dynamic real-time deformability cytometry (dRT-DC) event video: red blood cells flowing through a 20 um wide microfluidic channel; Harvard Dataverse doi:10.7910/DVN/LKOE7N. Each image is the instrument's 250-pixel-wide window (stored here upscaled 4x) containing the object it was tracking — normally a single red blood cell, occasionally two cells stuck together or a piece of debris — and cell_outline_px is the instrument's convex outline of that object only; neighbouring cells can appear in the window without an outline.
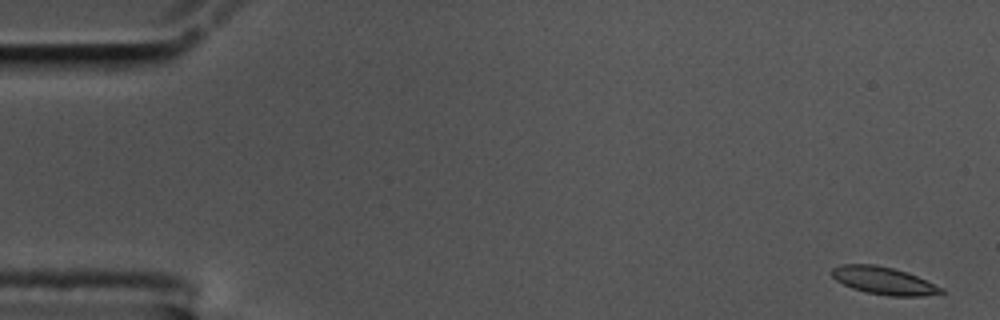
{"species": "common noctule bat (a hibernating species)", "species_latin": "Nyctalus noctula", "temperature_condition": "cold", "stored_images_in_passage": 57, "camera_frame_rate_fps": 3000, "um_per_image_px": 0.085, "animal": {"sex": "male", "body_mass_g": 17.5, "forearm_length_mm": 52.3}, "frame": {"image": 1, "passage_image": 1, "time_ms": 0.0, "image_size_px": [1000, 320], "cell_outline_px": [[944, 292], [920, 296], [888, 296], [868, 292], [852, 288], [836, 280], [832, 276], [832, 268], [840, 264], [876, 264], [892, 268], [916, 276], [944, 288]], "centroid_in_image_um": [75.09, 23.85], "position_along_channel_um": 9.9, "area_um2": 17.28}}
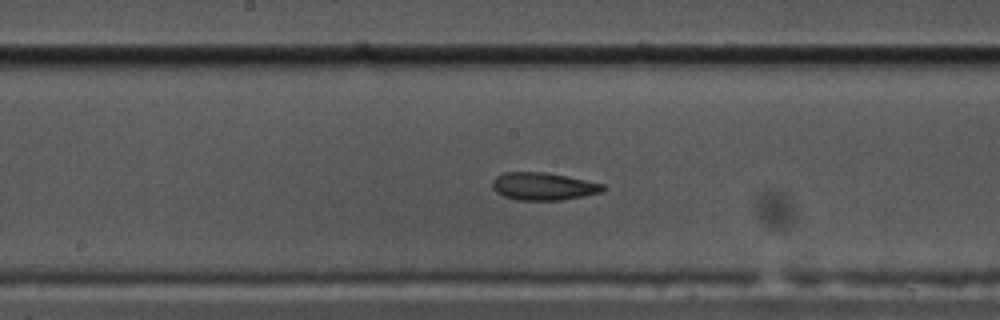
{"frame": {"image": 2, "passage_image": 29, "time_ms": 9.333, "image_size_px": [1000, 320], "cell_outline_px": [[608, 188], [600, 192], [584, 196], [560, 200], [516, 200], [504, 196], [496, 192], [492, 188], [492, 180], [496, 176], [504, 172], [544, 172], [604, 184]], "centroid_in_image_um": [46.15, 15.84], "position_along_channel_um": 202.0, "area_um2": 17.74}}
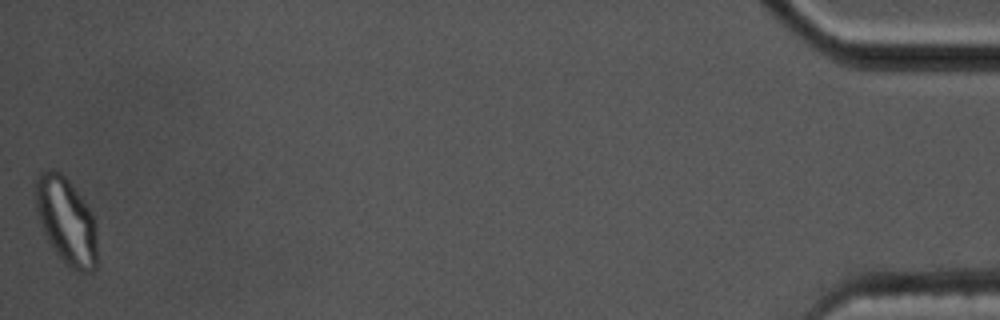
{"frame": {"image": 3, "passage_image": 57, "time_ms": 18.667, "image_size_px": [1000, 320], "cell_outline_px": [[96, 268], [92, 272], [76, 272], [56, 252], [48, 240], [44, 232], [36, 208], [36, 180], [40, 172], [48, 168], [52, 168], [60, 172], [68, 180], [84, 200], [92, 212], [96, 220]], "centroid_in_image_um": [5.66, 18.75], "position_along_channel_um": 429.5, "area_um2": 30.98}, "authors_computed_cell_mechanics": {"area_um2": 17.918, "velocity_mm_per_s": 3.4654, "shape_relaxation_time_tau1_ms": null, "shape_relaxation_time_tau2_ms": 1.8442, "deformation_change_tau1": null, "deformation_change_tau2": 0.0664}}